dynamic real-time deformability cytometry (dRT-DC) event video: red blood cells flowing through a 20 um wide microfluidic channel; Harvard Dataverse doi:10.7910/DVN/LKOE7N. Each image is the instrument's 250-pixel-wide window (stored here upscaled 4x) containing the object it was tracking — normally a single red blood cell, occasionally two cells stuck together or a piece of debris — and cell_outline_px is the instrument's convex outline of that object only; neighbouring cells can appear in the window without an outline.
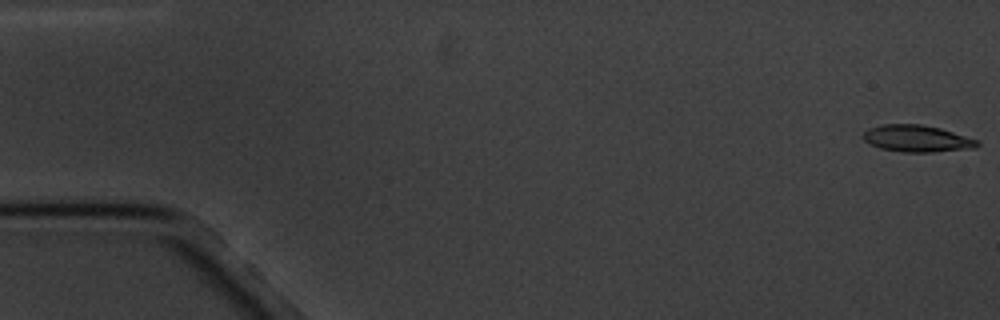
{"species": "common noctule bat (a hibernating species)", "species_latin": "Nyctalus noctula", "temperature_condition": "cold", "stored_images_in_passage": 16, "camera_frame_rate_fps": 3000, "um_per_image_px": 0.085, "animal": {"sex": "male", "body_mass_g": 20.1, "forearm_length_mm": 53.5}, "frame": {"image": 1, "passage_image": 1, "time_ms": 0.0, "image_size_px": [1000, 320], "cell_outline_px": [[980, 144], [976, 148], [932, 152], [904, 152], [880, 148], [864, 140], [860, 136], [868, 128], [884, 124], [920, 124], [940, 128], [980, 140]], "centroid_in_image_um": [77.96, 11.77], "position_along_channel_um": 7.0, "area_um2": 17.92}}
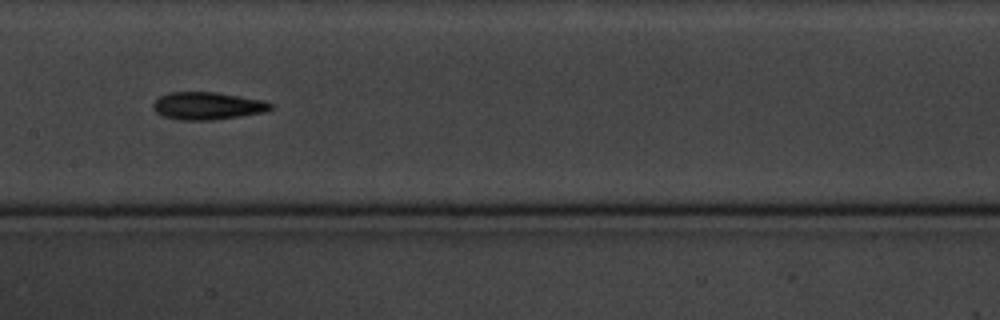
{"frame": {"image": 2, "passage_image": 9, "time_ms": 9.333, "image_size_px": [1000, 320], "cell_outline_px": [[272, 108], [264, 112], [240, 116], [212, 120], [180, 120], [164, 116], [156, 112], [152, 108], [152, 104], [160, 96], [168, 92], [216, 92], [264, 100], [272, 104]], "centroid_in_image_um": [17.62, 8.99], "position_along_channel_um": 189.8, "area_um2": 18.84}}
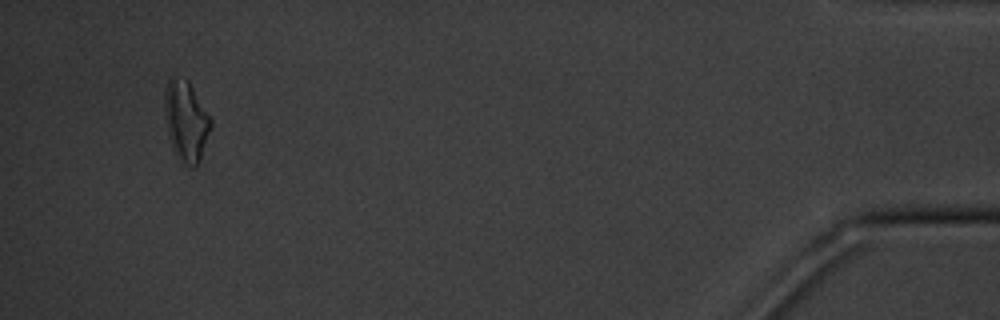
{"frame": {"image": 3, "passage_image": 16, "time_ms": 18.333, "image_size_px": [1000, 320], "cell_outline_px": [[212, 124], [200, 160], [192, 168], [180, 164], [168, 136], [164, 108], [164, 88], [168, 80], [172, 76], [188, 80], [212, 120]], "centroid_in_image_um": [15.79, 10.29], "position_along_channel_um": 419.4, "area_um2": 21.68}, "authors_computed_cell_mechanics": {"area_um2": 17.7446, "velocity_mm_per_s": 3.3948, "shape_relaxation_time_tau1_ms": 7.0769, "shape_relaxation_time_tau2_ms": null, "deformation_change_tau1": 0.1798, "deformation_change_tau2": null}}